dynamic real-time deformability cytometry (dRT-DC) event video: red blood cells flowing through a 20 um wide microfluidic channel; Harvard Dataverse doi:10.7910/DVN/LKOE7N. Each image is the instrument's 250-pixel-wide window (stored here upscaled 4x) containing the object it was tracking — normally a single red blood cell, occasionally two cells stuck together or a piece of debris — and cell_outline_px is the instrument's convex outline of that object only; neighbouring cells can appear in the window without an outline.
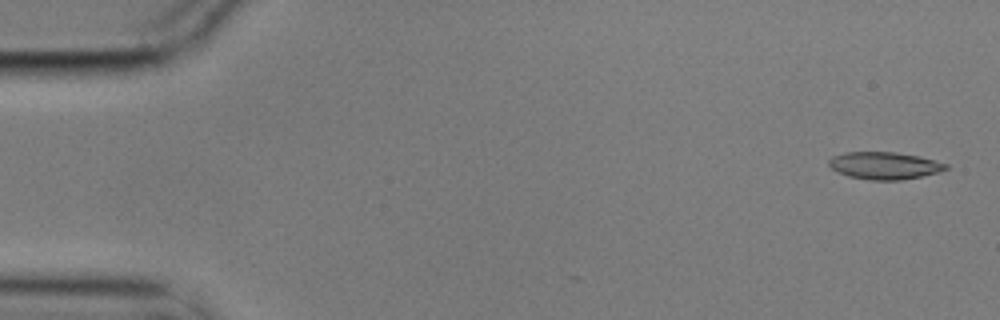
{"species": "common noctule bat (a hibernating species)", "species_latin": "Nyctalus noctula", "temperature_condition": "cold", "stored_images_in_passage": 5, "camera_frame_rate_fps": 3000, "um_per_image_px": 0.085, "animal": {"sex": "male", "body_mass_g": 17.9}, "frame": {"image": 1, "passage_image": 1, "time_ms": 0.0, "image_size_px": [1000, 320], "cell_outline_px": [[948, 168], [936, 172], [920, 176], [900, 180], [872, 180], [848, 176], [832, 168], [828, 164], [828, 160], [832, 156], [844, 152], [896, 152], [920, 156], [948, 164]], "centroid_in_image_um": [75.16, 14.06], "position_along_channel_um": 9.8, "area_um2": 18.44}}
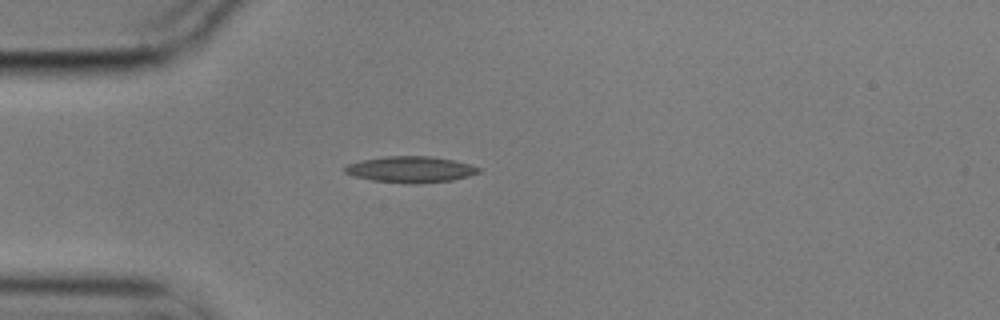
{"frame": {"image": 2, "passage_image": 4, "time_ms": 1.0, "image_size_px": [1000, 320], "cell_outline_px": [[480, 172], [468, 176], [452, 180], [416, 184], [408, 184], [372, 180], [356, 176], [344, 172], [344, 168], [348, 164], [360, 160], [384, 156], [432, 156], [452, 160], [468, 164], [480, 168]], "centroid_in_image_um": [34.88, 14.4], "position_along_channel_um": 50.1, "area_um2": 20.35}}